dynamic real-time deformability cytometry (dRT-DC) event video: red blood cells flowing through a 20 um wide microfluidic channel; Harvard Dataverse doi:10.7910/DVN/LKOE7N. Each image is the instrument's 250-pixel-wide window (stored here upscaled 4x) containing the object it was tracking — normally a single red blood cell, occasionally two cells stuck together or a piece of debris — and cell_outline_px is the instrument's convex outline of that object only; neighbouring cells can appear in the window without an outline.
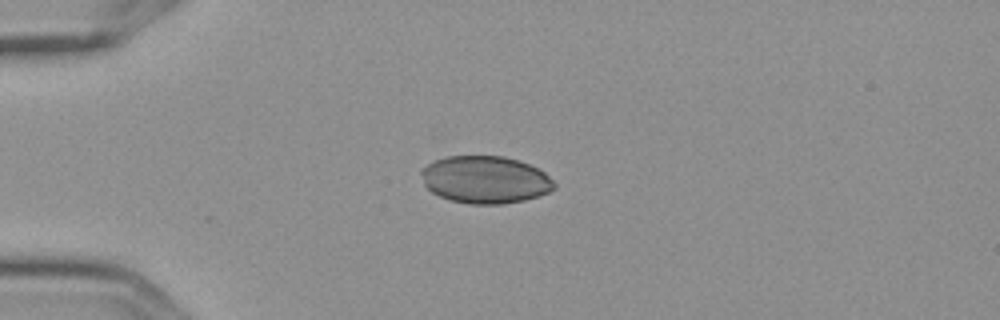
{"species": "Egyptian fruit bat (a non-hibernating species)", "species_latin": "Rousettus aegyptiacus", "temperature_condition": "cold", "stored_images_in_passage": 2, "camera_frame_rate_fps": 3000, "um_per_image_px": 0.085, "frame": {"image": 1, "passage_image": 1, "time_ms": 0.0, "image_size_px": [1000, 320], "cell_outline_px": [[556, 188], [548, 192], [524, 200], [504, 204], [468, 204], [452, 200], [440, 196], [432, 192], [424, 184], [420, 172], [428, 164], [436, 160], [448, 156], [504, 156], [520, 160], [544, 172], [556, 184]], "centroid_in_image_um": [41.25, 15.27], "position_along_channel_um": 43.7, "area_um2": 36.59}}